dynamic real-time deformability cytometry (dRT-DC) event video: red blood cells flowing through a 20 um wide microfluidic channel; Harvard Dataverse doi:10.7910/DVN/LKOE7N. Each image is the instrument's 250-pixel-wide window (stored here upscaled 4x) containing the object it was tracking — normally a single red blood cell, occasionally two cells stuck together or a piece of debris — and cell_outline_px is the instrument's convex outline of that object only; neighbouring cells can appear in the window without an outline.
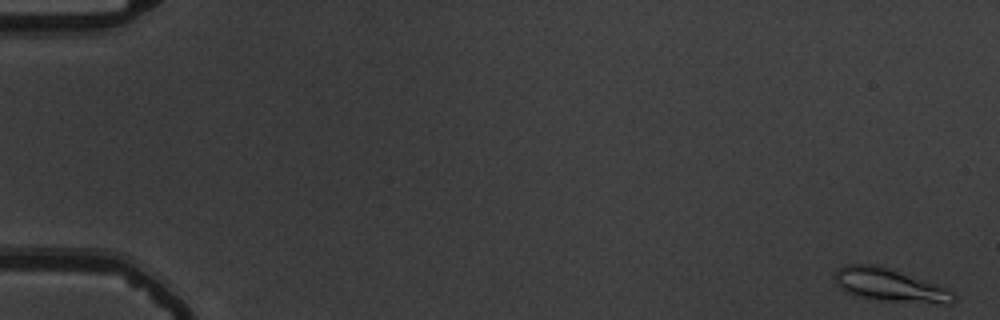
{"species": "common noctule bat (a hibernating species)", "species_latin": "Nyctalus noctula", "temperature_condition": "warm", "stored_images_in_passage": 55, "camera_frame_rate_fps": 3000, "um_per_image_px": 0.085, "animal": {"sex": "male", "body_mass_g": 19.5, "forearm_length_mm": 54.6}, "frame": {"image": 1, "passage_image": 1, "time_ms": 0.0, "image_size_px": [1000, 320], "cell_outline_px": [[956, 300], [952, 304], [940, 304], [880, 300], [856, 296], [844, 292], [836, 284], [832, 276], [840, 268], [848, 264], [876, 264], [948, 288], [956, 296]], "centroid_in_image_um": [75.63, 24.25], "position_along_channel_um": 9.4, "area_um2": 22.95}}
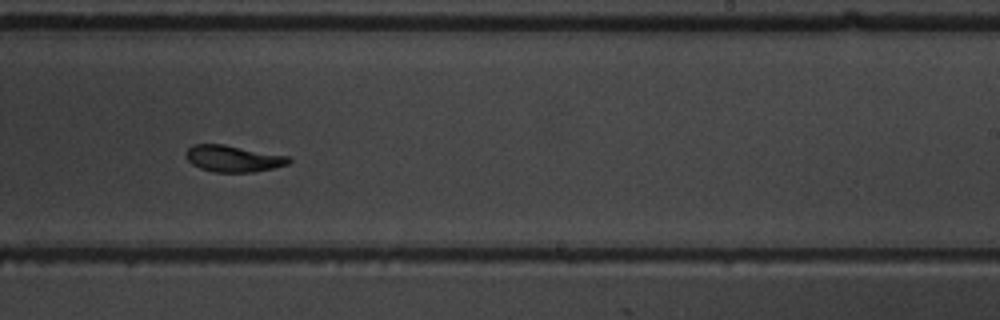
{"frame": {"image": 2, "passage_image": 35, "time_ms": 11.333, "image_size_px": [1000, 320], "cell_outline_px": [[292, 160], [288, 164], [256, 172], [216, 172], [200, 168], [192, 164], [184, 156], [184, 152], [192, 144], [224, 144], [288, 156]], "centroid_in_image_um": [19.79, 13.47], "position_along_channel_um": 269.2, "area_um2": 15.95}}
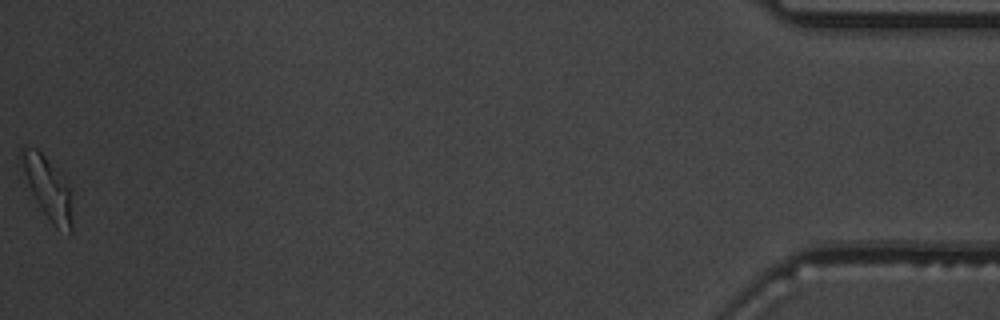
{"frame": {"image": 3, "passage_image": 55, "time_ms": 18.0, "image_size_px": [1000, 320], "cell_outline_px": [[72, 232], [56, 228], [52, 224], [40, 208], [28, 184], [20, 160], [20, 148], [36, 148], [44, 156], [68, 188], [72, 224]], "centroid_in_image_um": [4.01, 16.01], "position_along_channel_um": 431.2, "area_um2": 17.11}, "authors_computed_cell_mechanics": {"area_um2": 16.5886, "velocity_mm_per_s": 3.7558, "shape_relaxation_time_tau1_ms": 4.0071, "shape_relaxation_time_tau2_ms": 2.7415, "deformation_change_tau1": 0.1757, "deformation_change_tau2": 0.0697}}